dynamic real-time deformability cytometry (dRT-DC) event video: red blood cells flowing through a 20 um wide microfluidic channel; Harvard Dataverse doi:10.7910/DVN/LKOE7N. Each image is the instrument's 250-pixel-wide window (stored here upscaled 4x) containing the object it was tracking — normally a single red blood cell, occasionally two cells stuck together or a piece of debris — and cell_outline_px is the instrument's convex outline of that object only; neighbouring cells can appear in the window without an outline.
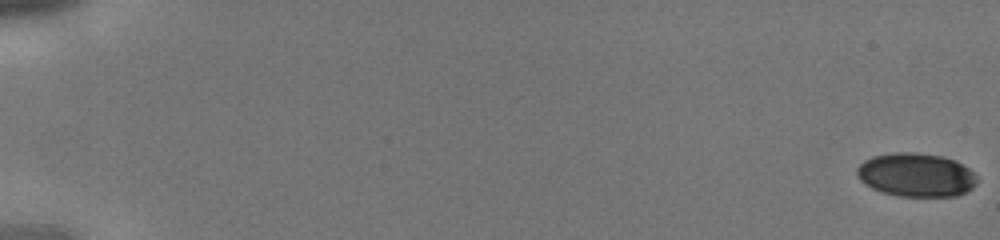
{"species": "human", "species_latin": "Homo sapiens", "temperature_condition": "cold", "stored_images_in_passage": 44, "camera_frame_rate_fps": 3000, "um_per_image_px": 0.085, "donor": {"sex": "male"}, "frame": {"image": 1, "passage_image": 1, "time_ms": 0.0, "image_size_px": [1000, 240], "cell_outline_px": [[976, 184], [972, 188], [956, 196], [896, 196], [880, 192], [864, 184], [856, 176], [856, 168], [864, 160], [872, 156], [892, 152], [916, 152], [944, 156], [956, 160], [968, 168], [976, 176]], "centroid_in_image_um": [77.83, 14.86], "position_along_channel_um": 7.2, "area_um2": 30.87}}
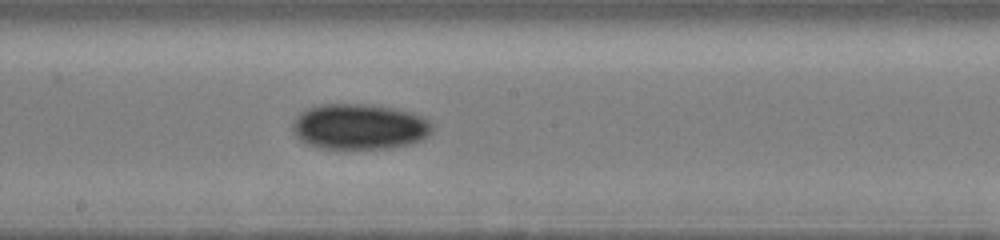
{"frame": {"image": 2, "passage_image": 26, "time_ms": 8.333, "image_size_px": [1000, 240], "cell_outline_px": [[432, 132], [424, 140], [412, 144], [388, 148], [344, 152], [320, 148], [308, 144], [300, 140], [292, 132], [292, 120], [300, 112], [308, 108], [320, 104], [372, 104], [396, 108], [412, 112], [428, 120], [432, 124]], "centroid_in_image_um": [30.53, 10.81], "position_along_channel_um": 217.7, "area_um2": 38.55}}
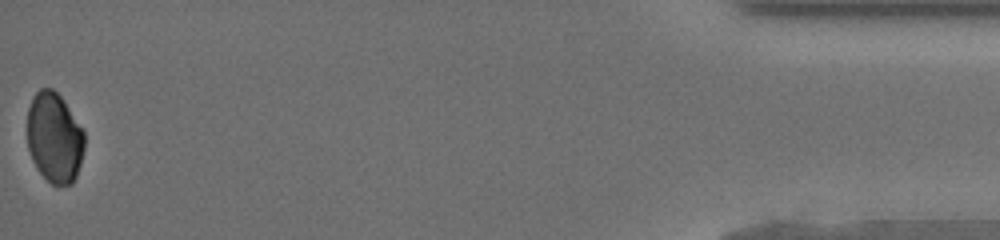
{"frame": {"image": 3, "passage_image": 44, "time_ms": 14.333, "image_size_px": [1000, 240], "cell_outline_px": [[84, 148], [80, 164], [76, 176], [72, 184], [52, 184], [36, 168], [32, 160], [28, 148], [28, 108], [32, 96], [40, 88], [52, 88], [60, 96], [84, 132]], "centroid_in_image_um": [4.61, 11.69], "position_along_channel_um": 430.6, "area_um2": 29.77}}